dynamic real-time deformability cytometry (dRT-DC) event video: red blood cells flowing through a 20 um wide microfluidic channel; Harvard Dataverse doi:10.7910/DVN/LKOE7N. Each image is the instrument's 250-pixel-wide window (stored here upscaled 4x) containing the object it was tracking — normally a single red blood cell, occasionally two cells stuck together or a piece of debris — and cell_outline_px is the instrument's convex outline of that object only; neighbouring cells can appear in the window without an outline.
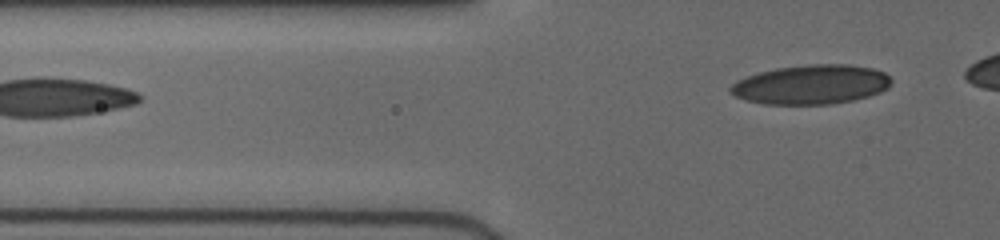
{"species": "human", "species_latin": "Homo sapiens", "temperature_condition": "cold", "stored_images_in_passage": 9, "segment_of_instrument_passage": [2, 2], "camera_frame_rate_fps": 3000, "um_per_image_px": 0.085, "donor": {"sex": "female"}, "frame": {"image": 1, "passage_image": 9, "time_ms": 4.0, "image_size_px": [1000, 240], "cell_outline_px": [[892, 84], [888, 88], [880, 92], [868, 96], [852, 100], [832, 104], [764, 104], [748, 100], [736, 96], [728, 92], [728, 88], [736, 80], [760, 72], [776, 68], [808, 64], [848, 64], [872, 68], [884, 72], [892, 80]], "centroid_in_image_um": [68.95, 7.18], "position_along_channel_um": 56.8, "area_um2": 36.93}}